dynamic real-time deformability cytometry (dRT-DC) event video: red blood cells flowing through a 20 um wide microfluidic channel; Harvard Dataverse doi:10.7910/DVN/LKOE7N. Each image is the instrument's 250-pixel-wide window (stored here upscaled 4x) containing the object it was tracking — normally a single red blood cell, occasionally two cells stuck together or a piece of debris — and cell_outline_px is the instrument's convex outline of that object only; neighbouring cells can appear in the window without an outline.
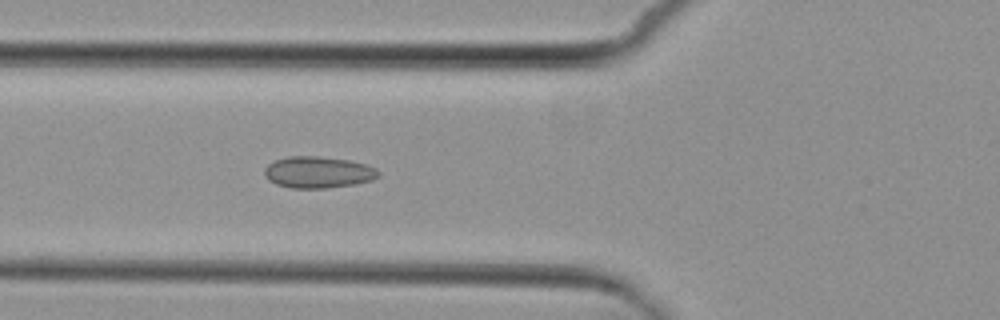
{"species": "common noctule bat (a hibernating species)", "species_latin": "Nyctalus noctula", "temperature_condition": "cold", "stored_images_in_passage": 4, "camera_frame_rate_fps": 3000, "um_per_image_px": 0.085, "animal": {"sex": "female", "body_mass_g": 29.2, "forearm_length_mm": 56.3}, "frame": {"image": 1, "passage_image": 4, "time_ms": 4.333, "image_size_px": [1000, 320], "cell_outline_px": [[380, 176], [372, 180], [356, 184], [324, 188], [292, 188], [276, 184], [268, 180], [264, 176], [264, 168], [268, 164], [276, 160], [288, 156], [320, 156], [348, 160], [368, 164], [376, 168], [380, 172]], "centroid_in_image_um": [27.05, 14.64], "position_along_channel_um": 98.7, "area_um2": 21.15}}